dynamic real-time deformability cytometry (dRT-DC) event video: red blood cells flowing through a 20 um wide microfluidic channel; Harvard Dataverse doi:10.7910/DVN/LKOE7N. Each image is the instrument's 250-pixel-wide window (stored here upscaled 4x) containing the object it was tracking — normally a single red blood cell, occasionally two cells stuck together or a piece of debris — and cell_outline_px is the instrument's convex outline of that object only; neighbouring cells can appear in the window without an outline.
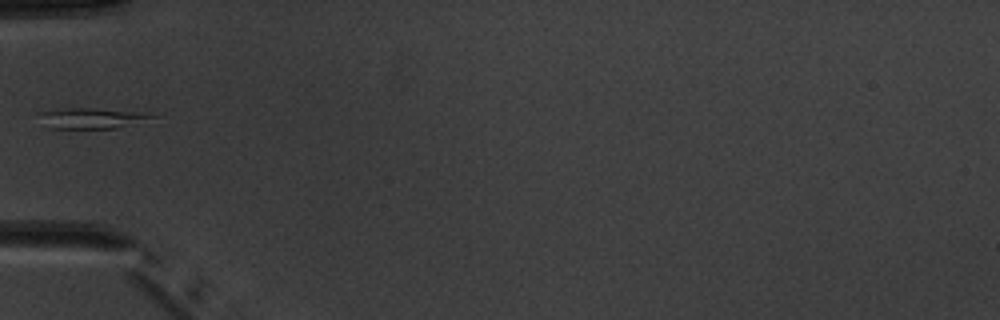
{"species": "common noctule bat (a hibernating species)", "species_latin": "Nyctalus noctula", "temperature_condition": "warm", "stored_images_in_passage": 5, "camera_frame_rate_fps": 3000, "um_per_image_px": 0.085, "animal": {"sex": "male", "body_mass_g": 20.1, "forearm_length_mm": 53.5}, "frame": {"image": 1, "passage_image": 5, "time_ms": 4.667, "image_size_px": [1000, 320], "cell_outline_px": [[156, 116], [116, 128], [48, 128], [36, 112], [60, 108], [92, 108], [148, 112]], "centroid_in_image_um": [7.71, 10.02], "position_along_channel_um": 77.3, "area_um2": 13.41}}